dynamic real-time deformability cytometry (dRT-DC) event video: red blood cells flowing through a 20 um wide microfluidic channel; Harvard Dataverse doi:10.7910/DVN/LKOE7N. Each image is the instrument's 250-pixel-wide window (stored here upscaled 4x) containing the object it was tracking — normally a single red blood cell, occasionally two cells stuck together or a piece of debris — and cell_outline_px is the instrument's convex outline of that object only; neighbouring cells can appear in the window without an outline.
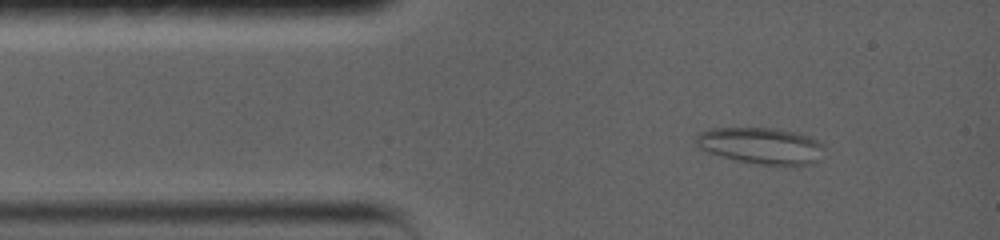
{"species": "common noctule bat (a hibernating species)", "species_latin": "Nyctalus noctula", "temperature_condition": "warm", "stored_images_in_passage": 57, "camera_frame_rate_fps": 5000, "um_per_image_px": 0.085, "animal": {"sex": "female", "body_mass_g": 19.0, "forearm_length_mm": 56.7}, "frame": {"image": 1, "passage_image": 7, "time_ms": 1.6, "image_size_px": [1000, 240], "cell_outline_px": [[824, 148], [816, 160], [812, 164], [760, 164], [736, 160], [708, 152], [700, 148], [696, 144], [696, 136], [700, 132], [708, 128], [772, 128], [800, 132], [824, 144]], "centroid_in_image_um": [64.67, 12.36], "position_along_channel_um": 20.3, "area_um2": 26.93}}
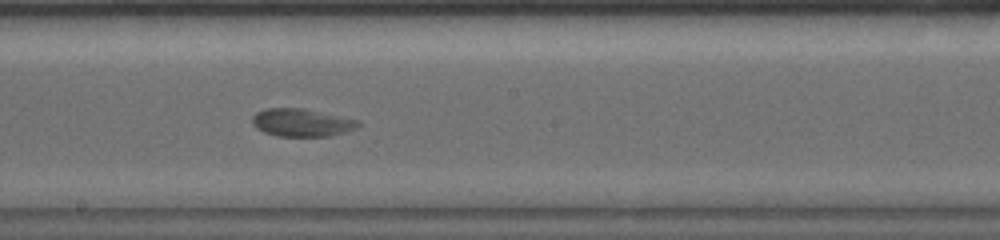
{"frame": {"image": 2, "passage_image": 32, "time_ms": 8.2, "image_size_px": [1000, 240], "cell_outline_px": [[360, 124], [356, 128], [332, 136], [276, 136], [264, 132], [256, 128], [252, 124], [252, 116], [256, 112], [264, 108], [304, 108], [360, 120]], "centroid_in_image_um": [25.63, 10.41], "position_along_channel_um": 222.6, "area_um2": 17.34}}
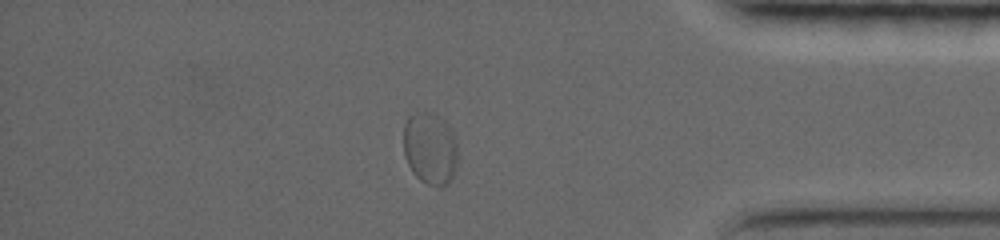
{"frame": {"image": 3, "passage_image": 51, "time_ms": 13.8, "image_size_px": [1000, 240], "cell_outline_px": [[456, 168], [448, 184], [440, 188], [428, 184], [420, 180], [412, 172], [404, 156], [404, 124], [408, 116], [416, 112], [432, 112], [444, 120], [448, 124], [452, 132], [456, 144]], "centroid_in_image_um": [36.54, 12.62], "position_along_channel_um": 398.7, "area_um2": 22.95}}